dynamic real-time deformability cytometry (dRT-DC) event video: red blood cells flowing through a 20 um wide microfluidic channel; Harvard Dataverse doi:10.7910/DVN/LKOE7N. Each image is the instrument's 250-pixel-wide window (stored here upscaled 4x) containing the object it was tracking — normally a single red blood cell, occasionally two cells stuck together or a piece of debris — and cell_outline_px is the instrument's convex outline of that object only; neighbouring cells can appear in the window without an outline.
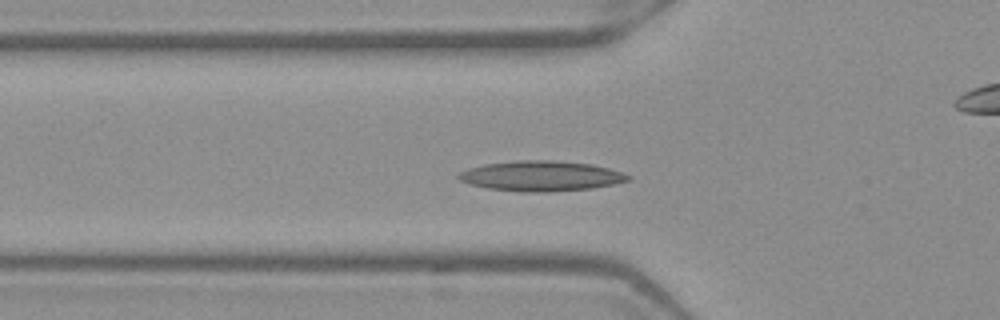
{"species": "Egyptian fruit bat (a non-hibernating species)", "species_latin": "Rousettus aegyptiacus", "temperature_condition": "warm", "stored_images_in_passage": 40, "camera_frame_rate_fps": 3000, "um_per_image_px": 0.085, "frame": {"image": 1, "passage_image": 5, "time_ms": 1.333, "image_size_px": [1000, 320], "cell_outline_px": [[632, 180], [616, 184], [592, 188], [548, 192], [520, 192], [488, 188], [468, 184], [460, 180], [456, 176], [460, 172], [468, 168], [484, 164], [516, 160], [552, 160], [592, 164], [608, 168], [632, 176]], "centroid_in_image_um": [46.0, 14.96], "position_along_channel_um": 79.8, "area_um2": 30.06}}
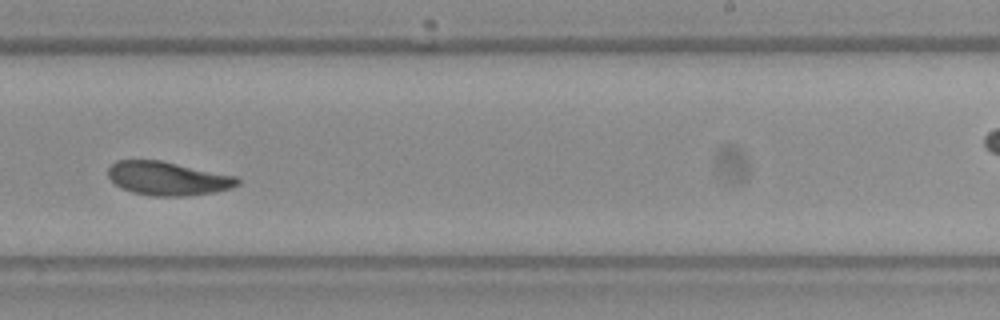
{"frame": {"image": 2, "passage_image": 20, "time_ms": 6.333, "image_size_px": [1000, 320], "cell_outline_px": [[240, 184], [216, 192], [184, 196], [152, 196], [132, 192], [120, 188], [108, 176], [108, 168], [116, 160], [160, 160], [236, 176], [240, 180]], "centroid_in_image_um": [14.24, 15.17], "position_along_channel_um": 274.8, "area_um2": 25.32}}
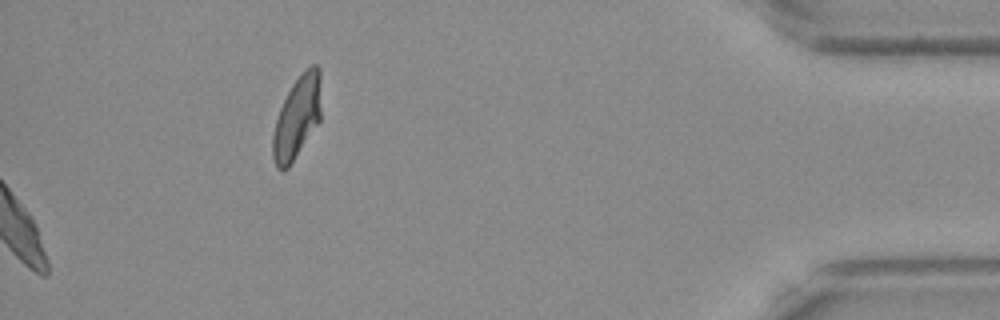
{"frame": {"image": 3, "passage_image": 40, "time_ms": 13.0, "image_size_px": [1000, 320], "cell_outline_px": [[320, 120], [288, 168], [276, 168], [272, 156], [272, 136], [276, 120], [280, 108], [292, 84], [312, 64], [316, 64], [320, 68]], "centroid_in_image_um": [25.24, 9.99], "position_along_channel_um": 410.0, "area_um2": 22.77}, "authors_computed_cell_mechanics": {"area_um2": 25.4031, "velocity_mm_per_s": 3.8897, "shape_relaxation_time_tau1_ms": 9.8662, "shape_relaxation_time_tau2_ms": 2.1491, "deformation_change_tau1": 0.2162, "deformation_change_tau2": 0.078}}